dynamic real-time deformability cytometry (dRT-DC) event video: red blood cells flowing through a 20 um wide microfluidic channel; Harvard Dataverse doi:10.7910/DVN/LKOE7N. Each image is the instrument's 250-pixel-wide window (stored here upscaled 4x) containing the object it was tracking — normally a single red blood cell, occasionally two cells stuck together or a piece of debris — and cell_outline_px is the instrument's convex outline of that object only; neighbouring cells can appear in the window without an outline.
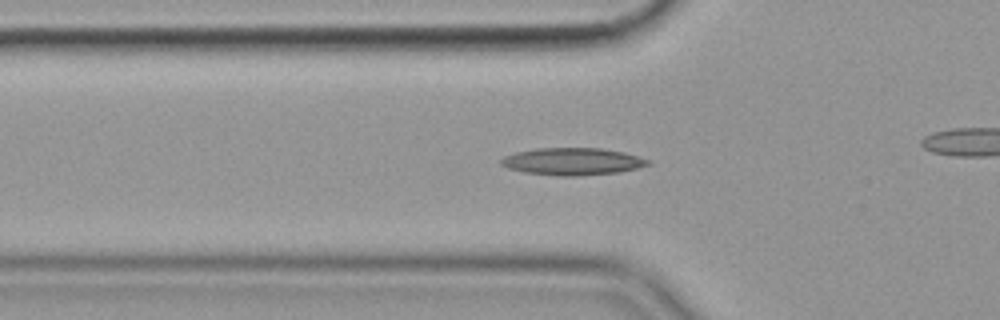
{"species": "common noctule bat (a hibernating species)", "species_latin": "Nyctalus noctula", "temperature_condition": "cold", "stored_images_in_passage": 46, "camera_frame_rate_fps": 3000, "um_per_image_px": 0.085, "animal": {"sex": "female", "body_mass_g": 19.9}, "frame": {"image": 1, "passage_image": 19, "time_ms": 6.0, "image_size_px": [1000, 320], "cell_outline_px": [[652, 164], [620, 172], [576, 176], [556, 176], [524, 172], [508, 168], [500, 164], [500, 160], [504, 156], [516, 152], [536, 148], [600, 148], [624, 152], [652, 160]], "centroid_in_image_um": [48.68, 13.72], "position_along_channel_um": 77.1, "area_um2": 23.47}}
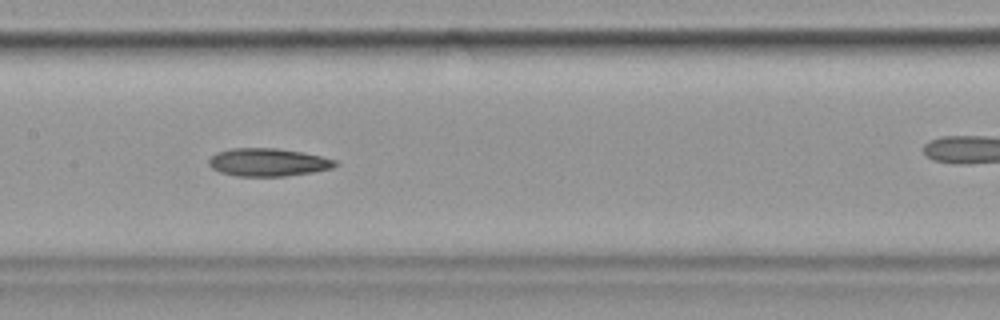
{"frame": {"image": 2, "passage_image": 28, "time_ms": 9.0, "image_size_px": [1000, 320], "cell_outline_px": [[336, 164], [332, 168], [312, 172], [284, 176], [236, 176], [220, 172], [212, 168], [208, 164], [208, 160], [216, 152], [232, 148], [276, 148], [304, 152], [336, 160]], "centroid_in_image_um": [22.75, 13.79], "position_along_channel_um": 184.7, "area_um2": 20.52}}
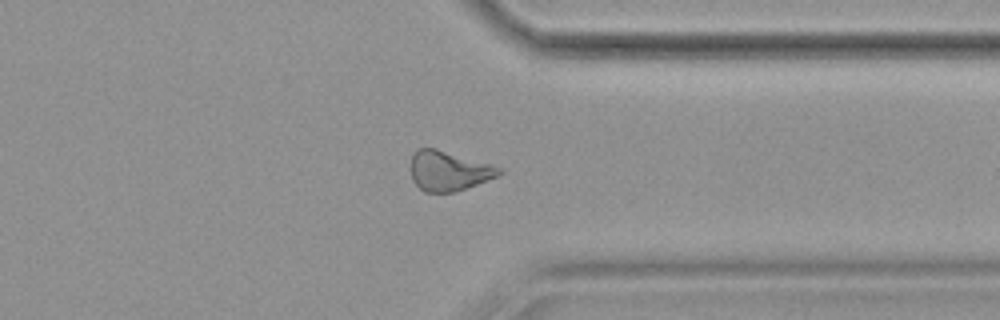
{"frame": {"image": 3, "passage_image": 44, "time_ms": 14.333, "image_size_px": [1000, 320], "cell_outline_px": [[504, 172], [496, 176], [476, 184], [452, 192], [424, 192], [412, 180], [412, 152], [416, 148], [436, 148], [504, 168]], "centroid_in_image_um": [38.13, 14.5], "position_along_channel_um": 373.3, "area_um2": 20.29}}